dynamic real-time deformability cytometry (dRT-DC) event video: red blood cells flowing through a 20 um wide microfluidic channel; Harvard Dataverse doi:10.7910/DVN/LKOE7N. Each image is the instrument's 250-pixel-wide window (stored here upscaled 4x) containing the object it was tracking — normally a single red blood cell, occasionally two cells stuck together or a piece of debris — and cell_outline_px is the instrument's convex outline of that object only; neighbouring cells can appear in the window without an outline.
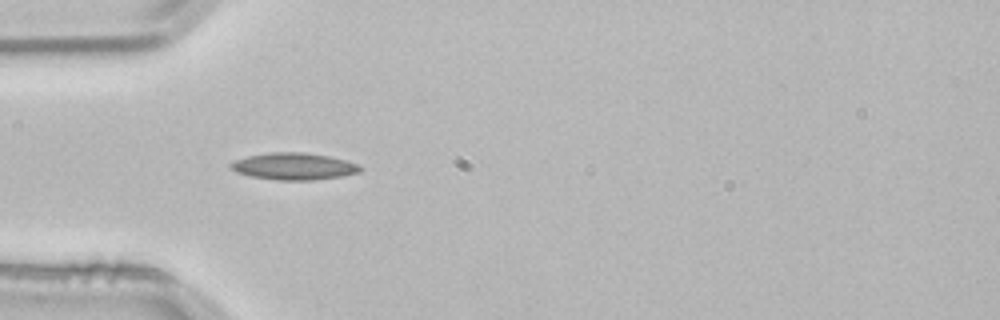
{"species": "common noctule bat (a hibernating species)", "species_latin": "Nyctalus noctula", "temperature_condition": "room temperature", "stored_images_in_passage": 38, "camera_frame_rate_fps": 3000, "um_per_image_px": 0.085, "animal": {"sex": "male", "body_mass_g": 21.5, "forearm_length_mm": 52.0}, "frame": {"image": 1, "passage_image": 1, "time_ms": 0.0, "image_size_px": [1000, 320], "cell_outline_px": [[364, 168], [360, 172], [340, 176], [312, 180], [276, 180], [252, 176], [236, 172], [228, 164], [236, 160], [248, 156], [272, 152], [304, 152], [328, 156], [344, 160], [356, 164]], "centroid_in_image_um": [24.98, 14.14], "position_along_channel_um": 60.0, "area_um2": 20.06}}
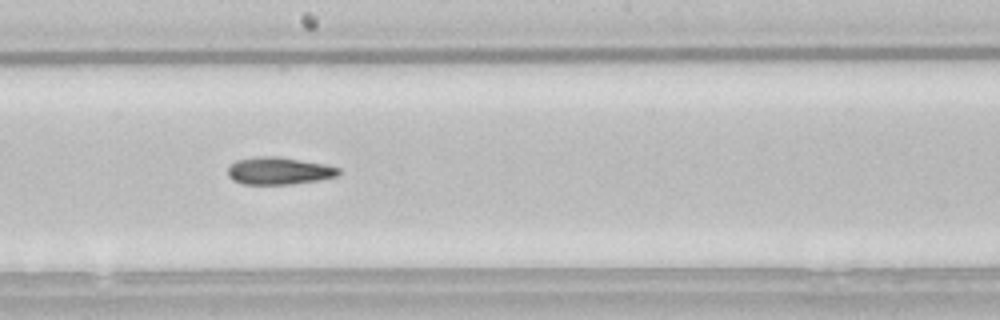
{"frame": {"image": 2, "passage_image": 14, "time_ms": 4.333, "image_size_px": [1000, 320], "cell_outline_px": [[340, 172], [336, 176], [316, 180], [292, 184], [244, 184], [232, 180], [228, 176], [228, 168], [236, 160], [256, 156], [280, 156], [324, 164], [340, 168]], "centroid_in_image_um": [23.68, 14.51], "position_along_channel_um": 224.5, "area_um2": 17.63}}
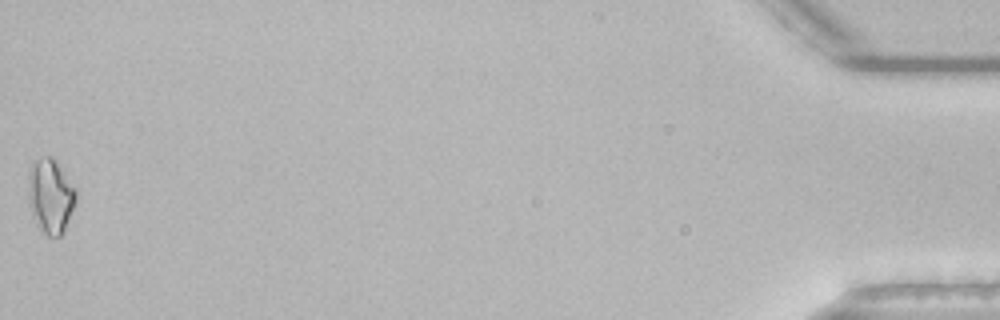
{"frame": {"image": 3, "passage_image": 38, "time_ms": 12.333, "image_size_px": [1000, 320], "cell_outline_px": [[76, 200], [64, 232], [60, 236], [48, 236], [36, 224], [28, 204], [28, 176], [32, 160], [44, 156], [48, 156], [56, 164], [76, 188]], "centroid_in_image_um": [4.26, 16.68], "position_along_channel_um": 430.9, "area_um2": 20.52}}